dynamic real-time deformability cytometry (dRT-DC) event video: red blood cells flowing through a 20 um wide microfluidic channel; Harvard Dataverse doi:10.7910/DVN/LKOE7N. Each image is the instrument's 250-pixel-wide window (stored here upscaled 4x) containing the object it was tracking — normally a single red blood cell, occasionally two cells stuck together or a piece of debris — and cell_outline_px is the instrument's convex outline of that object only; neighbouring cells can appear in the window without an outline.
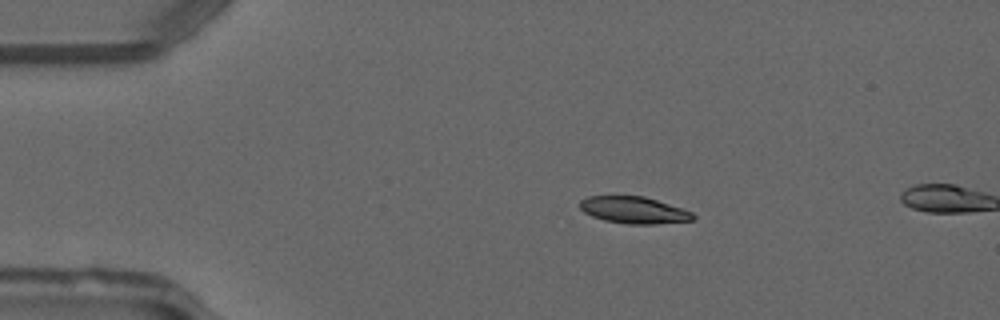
{"species": "common noctule bat (a hibernating species)", "species_latin": "Nyctalus noctula", "temperature_condition": "warm", "stored_images_in_passage": 6, "camera_frame_rate_fps": 3000, "um_per_image_px": 0.085, "animal": {"sex": "male", "forearm_length_mm": 52.5}, "frame": {"image": 1, "passage_image": 2, "time_ms": 0.333, "image_size_px": [1000, 320], "cell_outline_px": [[696, 216], [692, 220], [656, 224], [628, 224], [604, 220], [592, 216], [584, 212], [580, 208], [580, 200], [588, 196], [644, 196], [684, 208], [692, 212]], "centroid_in_image_um": [53.9, 17.85], "position_along_channel_um": 31.1, "area_um2": 17.74}}